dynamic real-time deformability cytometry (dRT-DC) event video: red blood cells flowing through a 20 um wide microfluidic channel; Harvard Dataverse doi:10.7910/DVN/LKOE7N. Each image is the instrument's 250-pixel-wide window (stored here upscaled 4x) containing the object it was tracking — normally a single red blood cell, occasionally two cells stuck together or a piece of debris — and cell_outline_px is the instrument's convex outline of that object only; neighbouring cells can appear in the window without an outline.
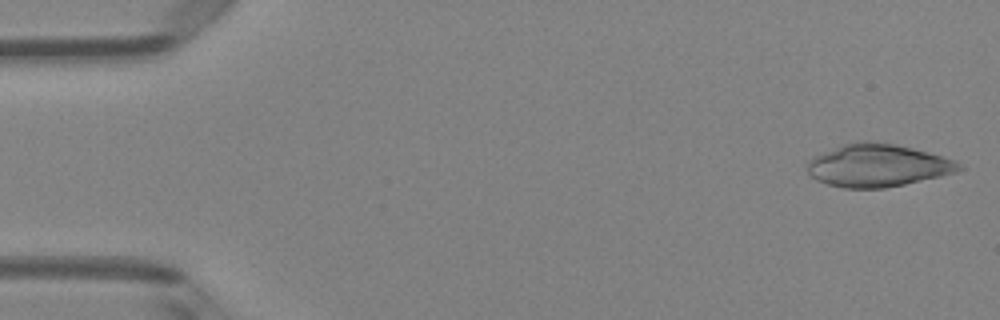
{"species": "Egyptian fruit bat (a non-hibernating species)", "species_latin": "Rousettus aegyptiacus", "temperature_condition": "room temperature", "stored_images_in_passage": 49, "camera_frame_rate_fps": 3000, "um_per_image_px": 0.085, "animal": {"sex": "female"}, "frame": {"image": 1, "passage_image": 1, "time_ms": 0.0, "image_size_px": [1000, 320], "cell_outline_px": [[964, 168], [960, 172], [904, 184], [884, 188], [844, 188], [828, 184], [816, 180], [808, 172], [808, 160], [812, 156], [844, 144], [860, 140], [872, 140], [896, 144], [928, 152], [956, 160]], "centroid_in_image_um": [74.62, 14.05], "position_along_channel_um": 10.4, "area_um2": 37.92}}